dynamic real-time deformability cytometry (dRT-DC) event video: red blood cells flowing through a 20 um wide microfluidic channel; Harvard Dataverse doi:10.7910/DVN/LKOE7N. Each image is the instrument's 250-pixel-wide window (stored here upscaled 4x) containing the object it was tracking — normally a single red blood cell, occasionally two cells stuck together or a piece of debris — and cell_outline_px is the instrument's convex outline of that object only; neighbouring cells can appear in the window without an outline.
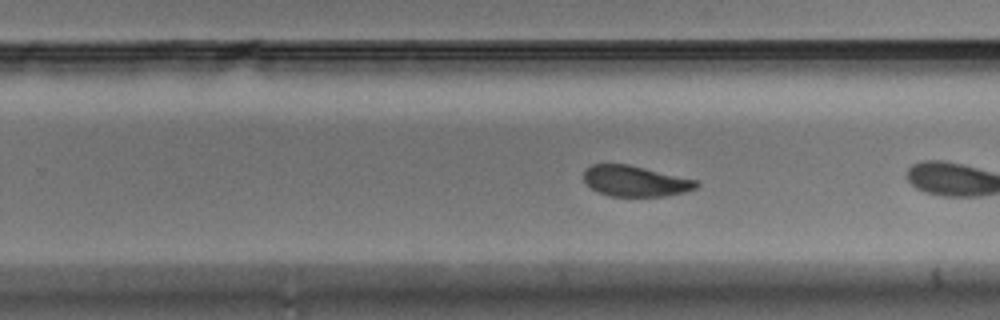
{"species": "Egyptian fruit bat (a non-hibernating species)", "species_latin": "Rousettus aegyptiacus", "temperature_condition": "warm", "stored_images_in_passage": 22, "camera_frame_rate_fps": 3000, "um_per_image_px": 0.085, "animal": {"sex": "male"}, "frame": {"image": 1, "passage_image": 16, "time_ms": 5.0, "image_size_px": [1000, 320], "cell_outline_px": [[700, 184], [696, 188], [684, 192], [664, 196], [612, 196], [600, 192], [592, 188], [584, 180], [584, 168], [592, 164], [628, 164], [696, 180]], "centroid_in_image_um": [53.99, 15.38], "position_along_channel_um": 275.8, "area_um2": 19.94}}